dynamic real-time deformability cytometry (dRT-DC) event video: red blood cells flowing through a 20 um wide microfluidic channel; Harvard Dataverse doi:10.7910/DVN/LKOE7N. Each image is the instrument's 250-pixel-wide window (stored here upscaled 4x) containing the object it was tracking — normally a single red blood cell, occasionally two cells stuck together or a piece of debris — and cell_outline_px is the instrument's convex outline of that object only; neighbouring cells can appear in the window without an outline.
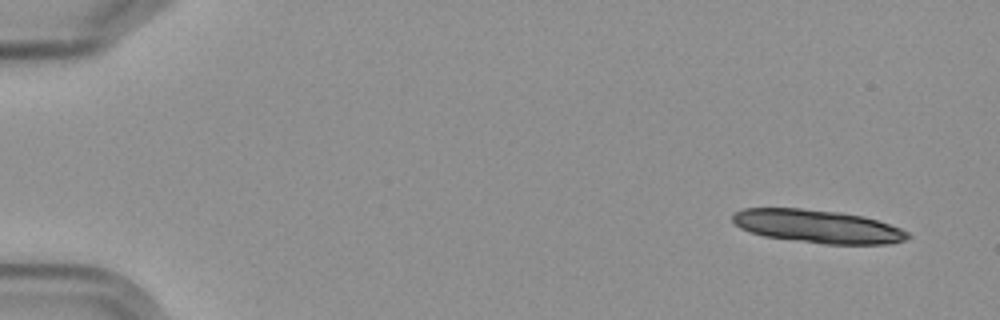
{"species": "Egyptian fruit bat (a non-hibernating species)", "species_latin": "Rousettus aegyptiacus", "temperature_condition": "cold", "stored_images_in_passage": 6, "segment_of_instrument_passage": [1, 2], "camera_frame_rate_fps": 3000, "um_per_image_px": 0.085, "frame": {"image": 1, "passage_image": 1, "time_ms": 0.0, "image_size_px": [1000, 320], "cell_outline_px": [[912, 236], [908, 240], [892, 244], [824, 244], [764, 236], [740, 228], [732, 220], [732, 212], [744, 208], [800, 208], [840, 212], [864, 216], [900, 228], [908, 232]], "centroid_in_image_um": [69.52, 19.24], "position_along_channel_um": 15.5, "area_um2": 33.99}}